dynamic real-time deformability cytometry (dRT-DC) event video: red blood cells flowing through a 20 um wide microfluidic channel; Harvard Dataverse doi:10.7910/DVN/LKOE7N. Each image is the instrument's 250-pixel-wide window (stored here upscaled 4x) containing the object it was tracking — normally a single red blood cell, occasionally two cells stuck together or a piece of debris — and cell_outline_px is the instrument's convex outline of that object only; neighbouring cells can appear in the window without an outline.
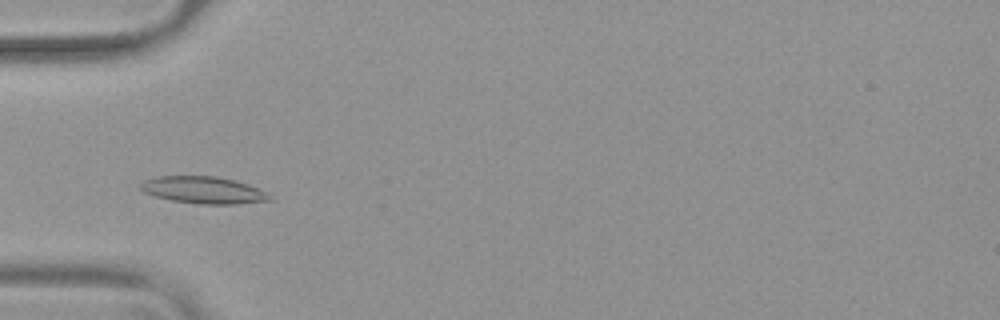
{"species": "common noctule bat (a hibernating species)", "species_latin": "Nyctalus noctula", "temperature_condition": "warm", "stored_images_in_passage": 50, "camera_frame_rate_fps": 3000, "um_per_image_px": 0.085, "animal": {"sex": "female", "body_mass_g": 19.9}, "frame": {"image": 1, "passage_image": 14, "time_ms": 4.333, "image_size_px": [1000, 320], "cell_outline_px": [[272, 200], [236, 204], [200, 204], [172, 200], [156, 196], [144, 192], [136, 184], [144, 180], [156, 176], [216, 176], [236, 180], [248, 184], [268, 192], [272, 196]], "centroid_in_image_um": [17.3, 16.15], "position_along_channel_um": 67.7, "area_um2": 20.52}}
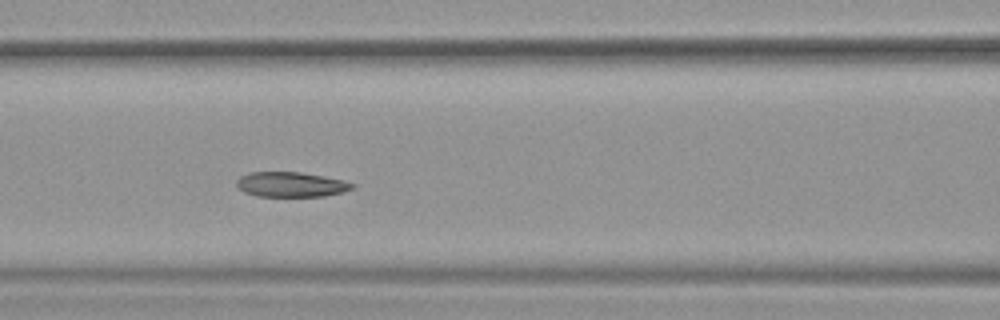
{"frame": {"image": 2, "passage_image": 20, "time_ms": 6.333, "image_size_px": [1000, 320], "cell_outline_px": [[356, 188], [344, 192], [324, 196], [256, 196], [244, 192], [236, 188], [236, 180], [240, 176], [248, 172], [300, 172], [344, 180], [356, 184]], "centroid_in_image_um": [24.73, 15.68], "position_along_channel_um": 141.9, "area_um2": 17.05}}
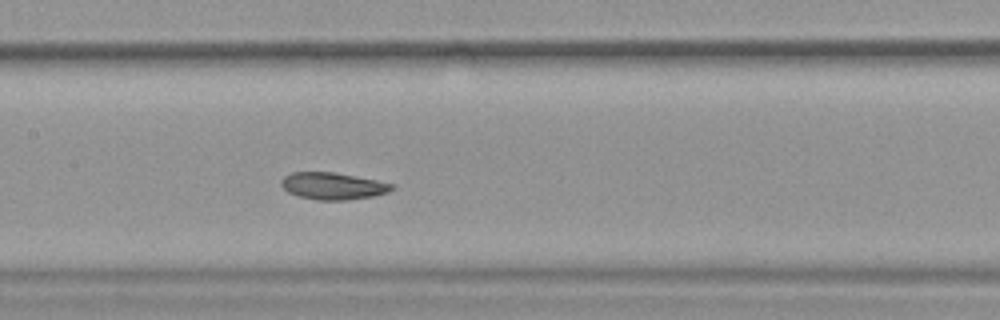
{"frame": {"image": 3, "passage_image": 23, "time_ms": 7.333, "image_size_px": [1000, 320], "cell_outline_px": [[396, 188], [388, 192], [372, 196], [348, 200], [316, 200], [296, 196], [288, 192], [280, 184], [280, 180], [284, 176], [292, 172], [332, 172], [356, 176], [396, 184]], "centroid_in_image_um": [28.3, 15.81], "position_along_channel_um": 179.1, "area_um2": 17.57}, "authors_computed_cell_mechanics": {"area_um2": 18.4093, "velocity_mm_per_s": 3.7398, "shape_relaxation_time_tau1_ms": 6.0417, "shape_relaxation_time_tau2_ms": 3.353, "deformation_change_tau1": 0.1507, "deformation_change_tau2": 0.0731}}